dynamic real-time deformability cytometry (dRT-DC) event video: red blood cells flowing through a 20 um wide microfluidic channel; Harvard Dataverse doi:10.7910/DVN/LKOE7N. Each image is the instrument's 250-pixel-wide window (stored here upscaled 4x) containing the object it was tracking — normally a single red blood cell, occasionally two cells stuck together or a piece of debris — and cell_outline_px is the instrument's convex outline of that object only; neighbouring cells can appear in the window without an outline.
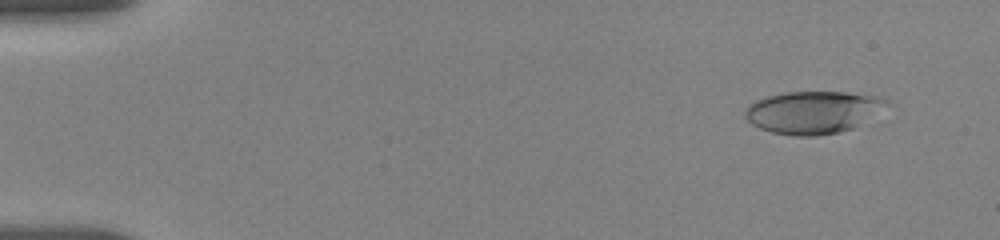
{"species": "human", "species_latin": "Homo sapiens", "temperature_condition": "room temperature", "stored_images_in_passage": 20, "camera_frame_rate_fps": 3000, "um_per_image_px": 0.085, "donor": {"sex": "female"}, "frame": {"image": 1, "passage_image": 5, "time_ms": 1.0, "image_size_px": [1000, 240], "cell_outline_px": [[892, 104], [864, 124], [856, 128], [840, 132], [816, 136], [792, 136], [772, 132], [760, 128], [752, 124], [744, 116], [744, 112], [748, 104], [756, 100], [768, 96], [784, 92], [848, 92], [876, 96], [888, 100]], "centroid_in_image_um": [69.17, 9.55], "position_along_channel_um": 15.8, "area_um2": 35.66}}
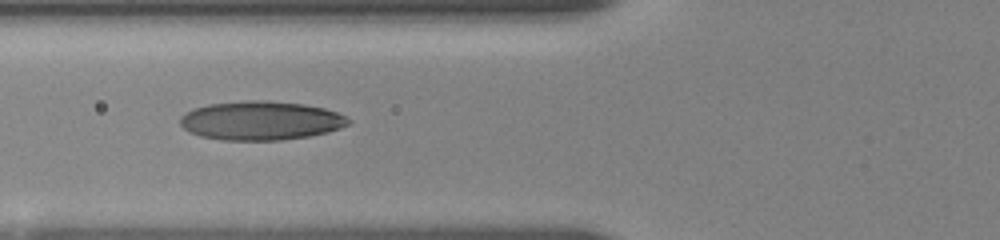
{"frame": {"image": 2, "passage_image": 17, "time_ms": 6.667, "image_size_px": [1000, 240], "cell_outline_px": [[352, 120], [348, 124], [340, 128], [328, 132], [308, 136], [280, 140], [224, 140], [200, 136], [188, 132], [180, 124], [180, 116], [184, 112], [192, 108], [208, 104], [248, 100], [268, 100], [304, 104], [324, 108], [336, 112]], "centroid_in_image_um": [22.13, 10.24], "position_along_channel_um": 103.7, "area_um2": 38.32}}
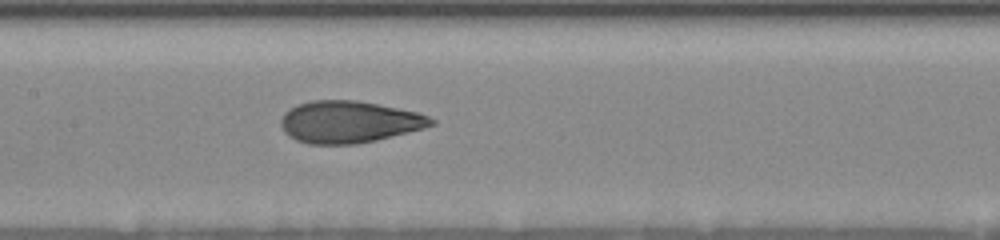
{"frame": {"image": 3, "passage_image": 20, "time_ms": 8.667, "image_size_px": [1000, 240], "cell_outline_px": [[436, 124], [424, 128], [376, 140], [356, 144], [308, 144], [296, 140], [288, 136], [284, 132], [280, 124], [280, 120], [284, 112], [296, 104], [312, 100], [356, 100], [416, 112], [428, 116], [436, 120]], "centroid_in_image_um": [29.63, 10.36], "position_along_channel_um": 177.8, "area_um2": 36.76}}